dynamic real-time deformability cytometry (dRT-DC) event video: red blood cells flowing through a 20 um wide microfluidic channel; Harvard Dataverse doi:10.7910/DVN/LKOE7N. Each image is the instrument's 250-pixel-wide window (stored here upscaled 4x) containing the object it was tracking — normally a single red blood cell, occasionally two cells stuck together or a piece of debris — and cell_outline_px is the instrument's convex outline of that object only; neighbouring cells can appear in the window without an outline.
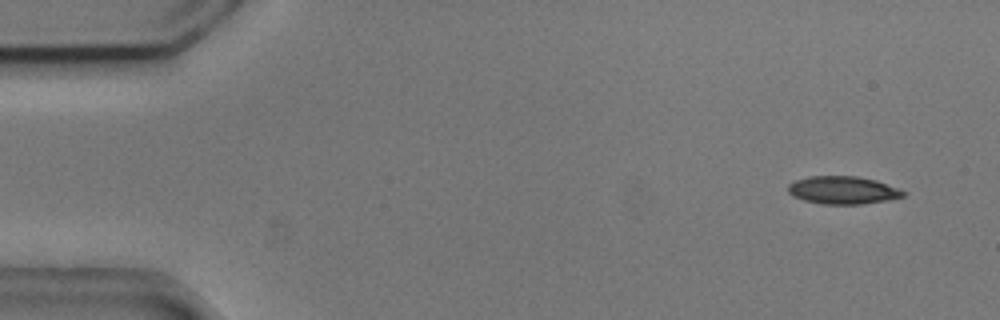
{"species": "common noctule bat (a hibernating species)", "species_latin": "Nyctalus noctula", "temperature_condition": "cold", "stored_images_in_passage": 10, "camera_frame_rate_fps": 3000, "um_per_image_px": 0.085, "animal": {"sex": "male", "body_mass_g": 20.5, "forearm_length_mm": 52.5}, "frame": {"image": 1, "passage_image": 1, "time_ms": 0.0, "image_size_px": [1000, 320], "cell_outline_px": [[908, 192], [904, 196], [884, 200], [860, 204], [824, 204], [804, 200], [792, 196], [788, 192], [788, 184], [796, 180], [808, 176], [856, 176], [876, 180]], "centroid_in_image_um": [71.62, 16.15], "position_along_channel_um": 13.4, "area_um2": 18.55}}
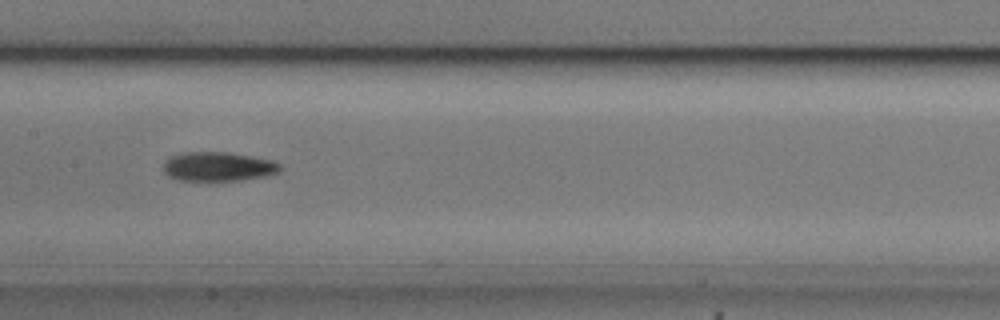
{"frame": {"image": 2, "passage_image": 7, "time_ms": 2.0, "image_size_px": [1000, 320], "cell_outline_px": [[284, 168], [280, 172], [268, 176], [244, 180], [212, 184], [180, 180], [168, 176], [164, 172], [164, 160], [168, 156], [180, 152], [228, 152], [272, 160], [280, 164]], "centroid_in_image_um": [18.54, 14.21], "position_along_channel_um": 188.9, "area_um2": 21.1}}
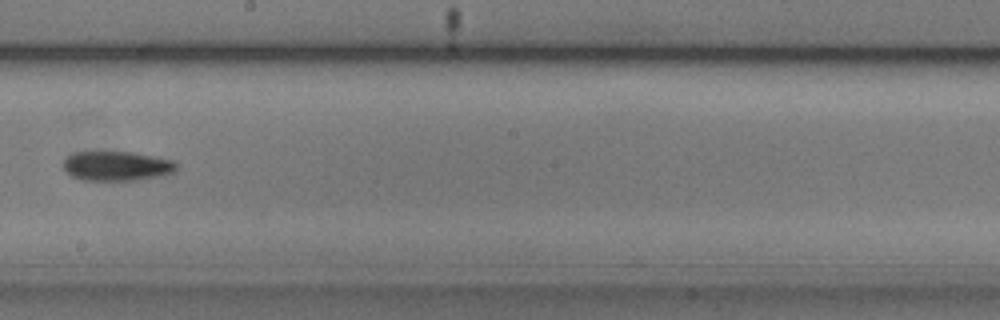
{"frame": {"image": 3, "passage_image": 8, "time_ms": 2.333, "image_size_px": [1000, 320], "cell_outline_px": [[176, 172], [164, 176], [136, 180], [80, 180], [72, 176], [64, 168], [64, 160], [68, 156], [76, 152], [132, 152], [172, 160], [176, 164]], "centroid_in_image_um": [9.95, 14.12], "position_along_channel_um": 238.2, "area_um2": 19.42}}